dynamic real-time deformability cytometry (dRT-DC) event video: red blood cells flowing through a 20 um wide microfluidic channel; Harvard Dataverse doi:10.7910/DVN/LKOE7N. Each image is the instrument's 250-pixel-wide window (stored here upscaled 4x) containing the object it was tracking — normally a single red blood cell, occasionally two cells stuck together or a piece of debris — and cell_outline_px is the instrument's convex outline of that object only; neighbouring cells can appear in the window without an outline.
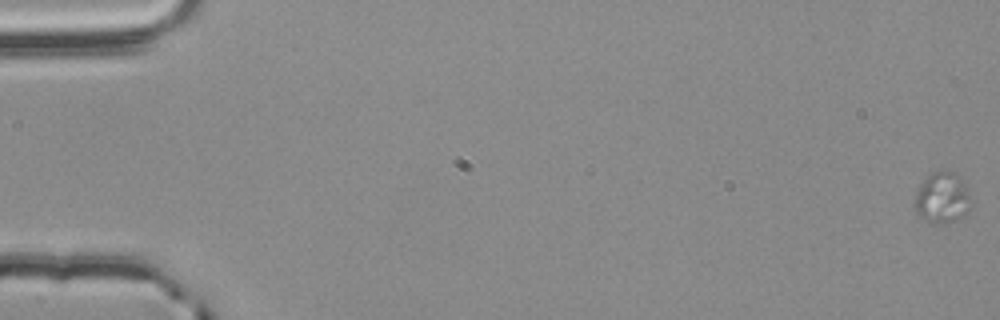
{"species": "common noctule bat (a hibernating species)", "species_latin": "Nyctalus noctula", "temperature_condition": "room temperature", "stored_images_in_passage": 10, "segment_of_instrument_passage": [1, 2], "camera_frame_rate_fps": 3000, "um_per_image_px": 0.085, "animal": {"sex": "male", "body_mass_g": 20.4}, "frame": {"image": 1, "passage_image": 1, "time_ms": 0.0, "image_size_px": [1000, 320], "cell_outline_px": [[972, 208], [968, 212], [944, 224], [928, 224], [916, 212], [916, 192], [920, 184], [932, 172], [956, 172], [968, 188]], "centroid_in_image_um": [80.11, 16.84], "position_along_channel_um": 4.9, "area_um2": 16.65}}